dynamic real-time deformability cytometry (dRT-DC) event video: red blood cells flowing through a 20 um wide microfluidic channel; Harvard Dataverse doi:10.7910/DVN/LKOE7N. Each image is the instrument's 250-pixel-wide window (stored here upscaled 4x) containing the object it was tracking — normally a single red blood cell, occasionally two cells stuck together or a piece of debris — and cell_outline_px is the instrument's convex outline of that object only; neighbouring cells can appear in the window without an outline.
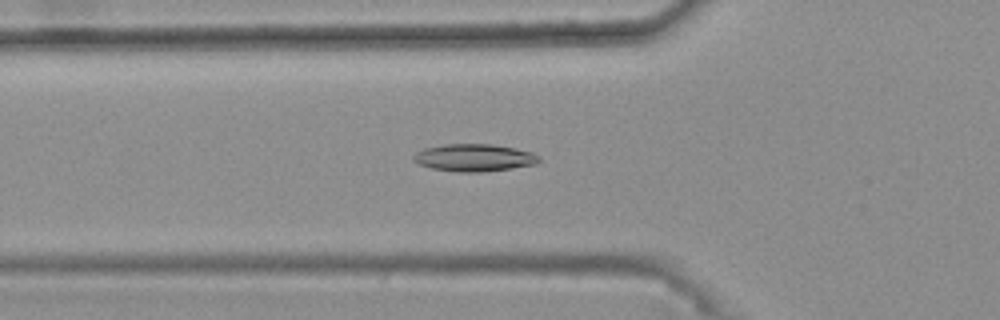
{"species": "common noctule bat (a hibernating species)", "species_latin": "Nyctalus noctula", "temperature_condition": "warm", "stored_images_in_passage": 34, "camera_frame_rate_fps": 3000, "um_per_image_px": 0.085, "animal": {"sex": "female", "body_mass_g": 25.1}, "frame": {"image": 1, "passage_image": 5, "time_ms": 1.333, "image_size_px": [1000, 320], "cell_outline_px": [[540, 160], [536, 164], [512, 168], [484, 172], [456, 172], [432, 168], [420, 164], [412, 160], [412, 156], [416, 152], [424, 148], [444, 144], [492, 144], [516, 148], [532, 152], [540, 156]], "centroid_in_image_um": [40.31, 13.4], "position_along_channel_um": 85.5, "area_um2": 20.17}}
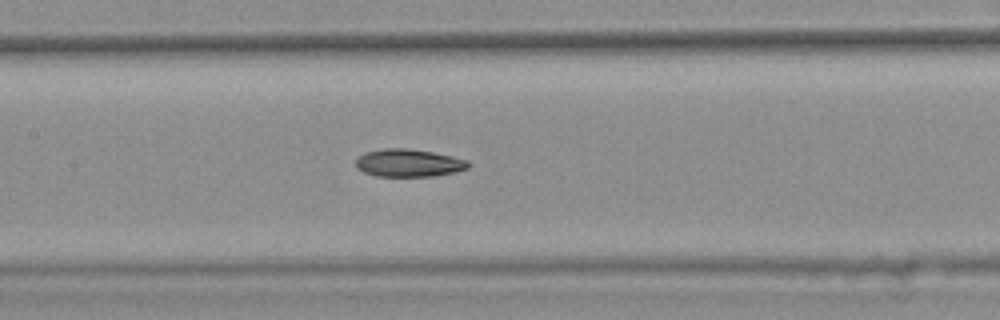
{"frame": {"image": 2, "passage_image": 12, "time_ms": 3.667, "image_size_px": [1000, 320], "cell_outline_px": [[472, 164], [468, 168], [452, 172], [432, 176], [376, 176], [364, 172], [356, 168], [356, 156], [364, 152], [384, 148], [404, 148], [432, 152], [452, 156], [468, 160]], "centroid_in_image_um": [34.7, 13.84], "position_along_channel_um": 172.7, "area_um2": 18.21}}
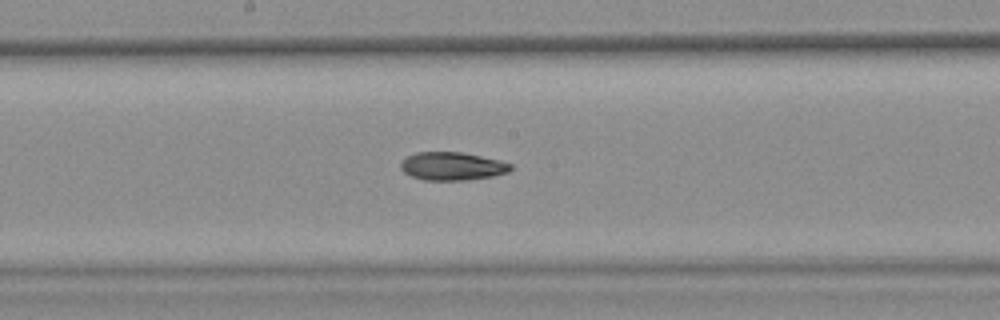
{"frame": {"image": 3, "passage_image": 15, "time_ms": 4.667, "image_size_px": [1000, 320], "cell_outline_px": [[512, 168], [508, 172], [492, 176], [464, 180], [424, 180], [412, 176], [404, 172], [400, 168], [400, 160], [416, 152], [460, 152], [480, 156], [512, 164]], "centroid_in_image_um": [38.39, 14.12], "position_along_channel_um": 209.8, "area_um2": 17.86}, "authors_computed_cell_mechanics": {"area_um2": 18.3515, "velocity_mm_per_s": 3.7221, "shape_relaxation_time_tau1_ms": 9.4744, "shape_relaxation_time_tau2_ms": 4.7151, "deformation_change_tau1": 0.1898, "deformation_change_tau2": 0.1084}}